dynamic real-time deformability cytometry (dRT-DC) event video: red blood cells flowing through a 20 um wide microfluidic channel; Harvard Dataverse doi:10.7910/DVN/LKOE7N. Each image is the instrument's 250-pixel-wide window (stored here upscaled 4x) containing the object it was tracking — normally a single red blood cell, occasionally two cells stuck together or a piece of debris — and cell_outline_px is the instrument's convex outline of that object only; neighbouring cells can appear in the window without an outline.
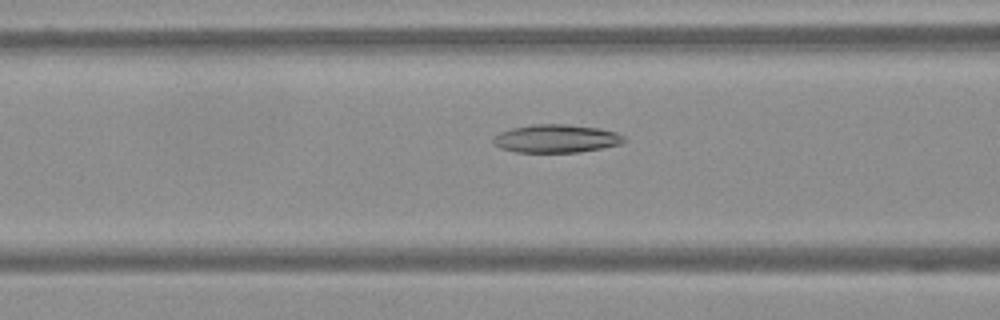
{"species": "Egyptian fruit bat (a non-hibernating species)", "species_latin": "Rousettus aegyptiacus", "temperature_condition": "warm", "stored_images_in_passage": 15, "camera_frame_rate_fps": 3000, "um_per_image_px": 0.085, "frame": {"image": 1, "passage_image": 13, "time_ms": 4.0, "image_size_px": [1000, 320], "cell_outline_px": [[628, 140], [620, 144], [580, 152], [516, 152], [500, 148], [492, 140], [492, 136], [500, 132], [512, 128], [532, 124], [568, 124], [600, 128], [616, 132], [624, 136]], "centroid_in_image_um": [47.28, 11.77], "position_along_channel_um": 119.3, "area_um2": 21.56}}